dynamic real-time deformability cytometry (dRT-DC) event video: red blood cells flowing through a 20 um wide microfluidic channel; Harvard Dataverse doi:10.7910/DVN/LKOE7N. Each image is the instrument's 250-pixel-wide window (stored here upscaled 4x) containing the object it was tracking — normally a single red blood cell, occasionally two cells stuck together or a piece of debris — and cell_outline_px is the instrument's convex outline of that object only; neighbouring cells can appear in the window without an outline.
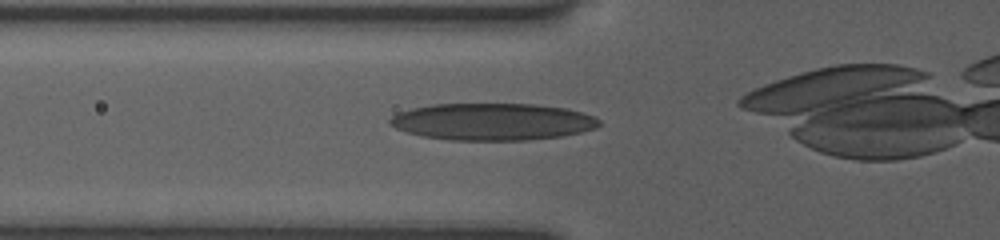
{"species": "human", "species_latin": "Homo sapiens", "temperature_condition": "room temperature", "stored_images_in_passage": 28, "camera_frame_rate_fps": 3000, "um_per_image_px": 0.085, "donor": {"sex": "female"}, "frame": {"image": 1, "passage_image": 4, "time_ms": 1.0, "image_size_px": [1000, 240], "cell_outline_px": [[600, 124], [596, 128], [580, 132], [560, 136], [528, 140], [448, 140], [420, 136], [396, 128], [388, 124], [388, 120], [396, 112], [412, 108], [432, 104], [532, 104], [564, 108], [580, 112], [592, 116], [600, 120]], "centroid_in_image_um": [41.8, 10.35], "position_along_channel_um": 84.0, "area_um2": 45.14}}
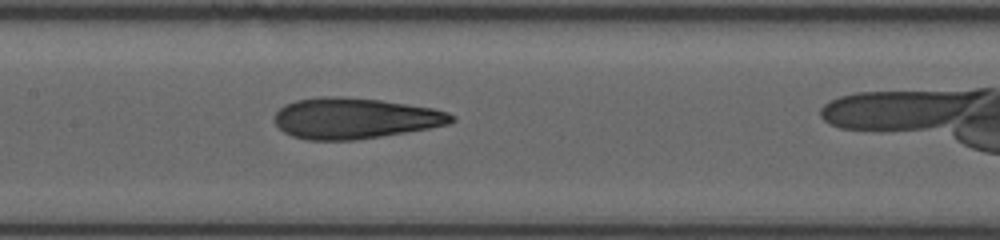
{"frame": {"image": 2, "passage_image": 11, "time_ms": 3.333, "image_size_px": [1000, 240], "cell_outline_px": [[456, 120], [448, 124], [428, 128], [356, 140], [308, 140], [292, 136], [284, 132], [276, 124], [276, 112], [284, 104], [296, 100], [328, 96], [340, 96], [380, 100], [432, 108], [448, 112], [456, 116]], "centroid_in_image_um": [30.16, 10.05], "position_along_channel_um": 177.2, "area_um2": 41.85}}
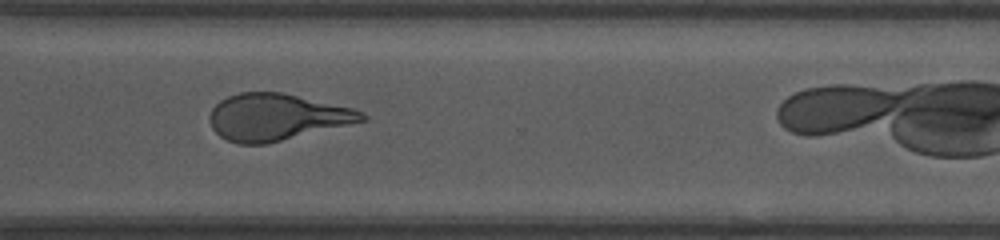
{"frame": {"image": 3, "passage_image": 24, "time_ms": 7.667, "image_size_px": [1000, 240], "cell_outline_px": [[368, 120], [268, 144], [236, 144], [220, 136], [212, 128], [208, 120], [208, 116], [212, 108], [220, 100], [228, 96], [240, 92], [280, 92], [352, 108], [368, 116]], "centroid_in_image_um": [23.48, 9.96], "position_along_channel_um": 347.1, "area_um2": 41.44}}